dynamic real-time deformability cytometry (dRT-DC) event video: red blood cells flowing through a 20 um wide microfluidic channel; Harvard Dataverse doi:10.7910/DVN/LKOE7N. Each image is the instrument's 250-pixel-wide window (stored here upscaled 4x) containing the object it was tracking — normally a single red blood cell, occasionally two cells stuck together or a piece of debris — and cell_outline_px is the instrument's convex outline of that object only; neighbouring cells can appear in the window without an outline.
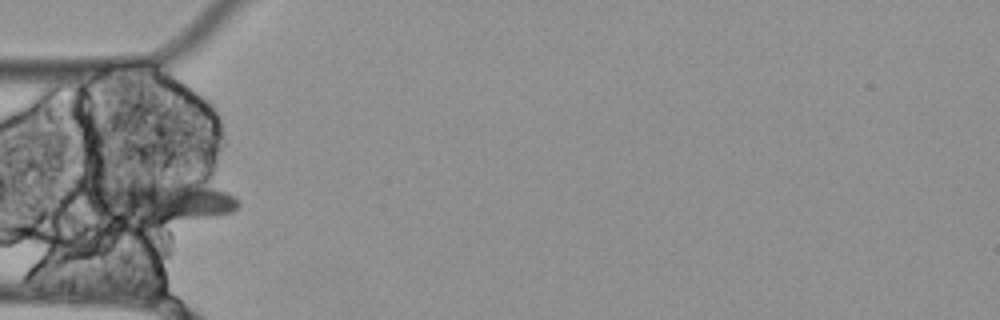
{"species": "Egyptian fruit bat (a non-hibernating species)", "species_latin": "Rousettus aegyptiacus", "temperature_condition": "cold", "stored_images_in_passage": 3, "segment_of_instrument_passage": [1, 2], "camera_frame_rate_fps": 3000, "um_per_image_px": 0.085, "animal": {"sex": "female"}, "frame": {"image": 1, "passage_image": 1, "time_ms": 0.0, "image_size_px": [1000, 320], "cell_outline_px": [[240, 204], [232, 212], [208, 216], [168, 220], [104, 220], [84, 200], [84, 196], [92, 184], [204, 172], [232, 196]], "centroid_in_image_um": [13.64, 16.86], "position_along_channel_um": 71.4, "area_um2": 40.4}}